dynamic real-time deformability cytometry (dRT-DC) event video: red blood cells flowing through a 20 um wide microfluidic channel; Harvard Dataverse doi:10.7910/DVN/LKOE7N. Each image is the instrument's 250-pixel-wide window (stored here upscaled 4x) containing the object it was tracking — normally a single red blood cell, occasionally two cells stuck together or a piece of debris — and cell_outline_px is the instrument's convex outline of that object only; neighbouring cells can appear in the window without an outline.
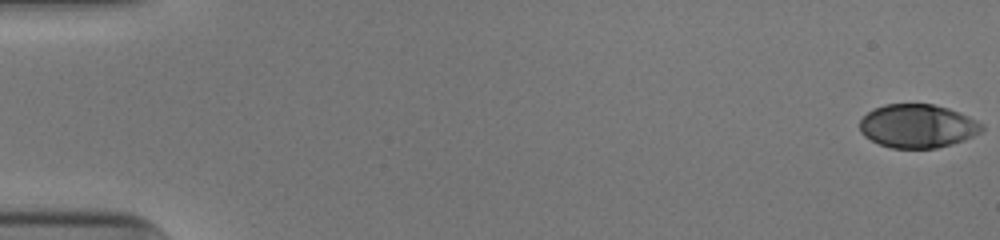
{"species": "human", "species_latin": "Homo sapiens", "temperature_condition": "cold", "stored_images_in_passage": 53, "camera_frame_rate_fps": 3000, "um_per_image_px": 0.085, "donor": {"sex": "male"}, "frame": {"image": 1, "passage_image": 1, "time_ms": 0.0, "image_size_px": [1000, 240], "cell_outline_px": [[984, 128], [980, 132], [964, 140], [952, 144], [936, 148], [892, 148], [880, 144], [864, 136], [860, 132], [860, 120], [868, 112], [884, 104], [932, 104], [948, 108], [960, 112], [984, 124]], "centroid_in_image_um": [78.01, 10.71], "position_along_channel_um": 7.0, "area_um2": 30.92}}
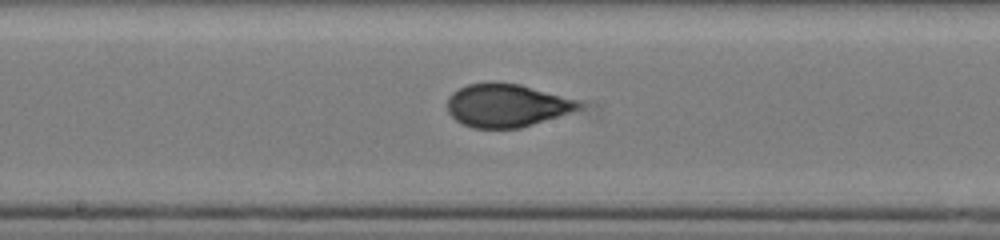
{"frame": {"image": 2, "passage_image": 29, "time_ms": 9.333, "image_size_px": [1000, 240], "cell_outline_px": [[580, 108], [572, 112], [520, 128], [472, 128], [456, 120], [448, 112], [448, 96], [452, 92], [468, 84], [520, 84], [580, 100]], "centroid_in_image_um": [43.08, 8.98], "position_along_channel_um": 205.1, "area_um2": 32.54}}
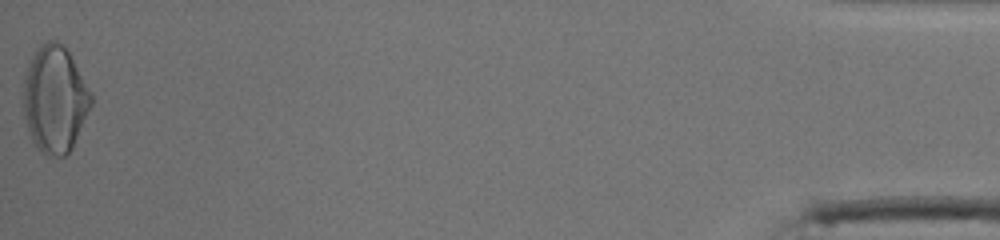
{"frame": {"image": 3, "passage_image": 53, "time_ms": 17.333, "image_size_px": [1000, 240], "cell_outline_px": [[92, 104], [72, 148], [64, 156], [56, 156], [40, 152], [36, 148], [32, 140], [24, 116], [20, 92], [24, 76], [28, 64], [40, 44], [48, 40], [56, 40], [68, 52], [92, 92]], "centroid_in_image_um": [4.63, 8.44], "position_along_channel_um": 430.6, "area_um2": 42.37}, "authors_computed_cell_mechanics": {"area_um2": 32.5992, "velocity_mm_per_s": 3.9652, "shape_relaxation_time_tau1_ms": 8.0257, "shape_relaxation_time_tau2_ms": null, "deformation_change_tau1": 0.2402, "deformation_change_tau2": null}}